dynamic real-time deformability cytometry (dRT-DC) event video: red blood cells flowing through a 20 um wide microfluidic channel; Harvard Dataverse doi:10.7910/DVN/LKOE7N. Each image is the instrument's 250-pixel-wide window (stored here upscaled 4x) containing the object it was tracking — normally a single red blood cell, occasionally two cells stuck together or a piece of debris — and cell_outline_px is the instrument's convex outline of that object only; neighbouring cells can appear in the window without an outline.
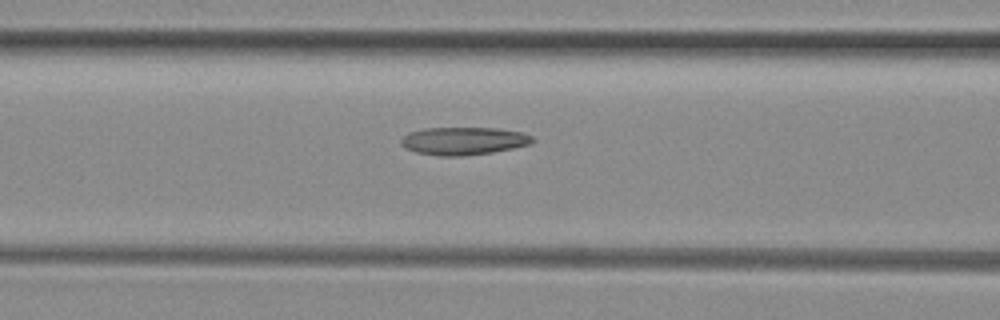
{"species": "common noctule bat (a hibernating species)", "species_latin": "Nyctalus noctula", "temperature_condition": "room temperature", "stored_images_in_passage": 17, "camera_frame_rate_fps": 3000, "um_per_image_px": 0.085, "animal": {"sex": "female", "body_mass_g": 29.2, "forearm_length_mm": 56.3}, "frame": {"image": 1, "passage_image": 6, "time_ms": 1.667, "image_size_px": [1000, 320], "cell_outline_px": [[536, 140], [532, 144], [492, 152], [464, 156], [436, 156], [416, 152], [404, 148], [400, 144], [400, 140], [408, 132], [424, 128], [496, 128], [524, 132], [532, 136]], "centroid_in_image_um": [39.4, 11.98], "position_along_channel_um": 127.2, "area_um2": 21.56}}
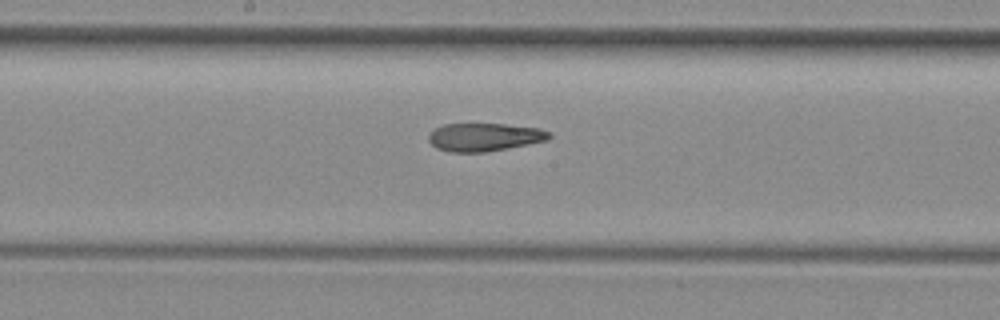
{"frame": {"image": 2, "passage_image": 12, "time_ms": 3.667, "image_size_px": [1000, 320], "cell_outline_px": [[552, 136], [548, 140], [508, 148], [484, 152], [452, 152], [436, 148], [428, 140], [428, 136], [436, 128], [444, 124], [504, 124], [540, 128], [548, 132]], "centroid_in_image_um": [41.18, 11.65], "position_along_channel_um": 207.0, "area_um2": 19.59}}
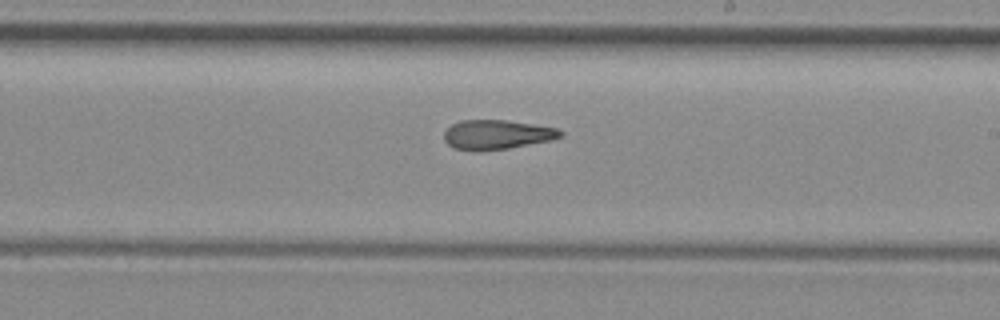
{"frame": {"image": 3, "passage_image": 15, "time_ms": 4.667, "image_size_px": [1000, 320], "cell_outline_px": [[564, 132], [560, 136], [548, 140], [508, 148], [480, 152], [472, 152], [452, 148], [444, 140], [444, 132], [452, 124], [460, 120], [504, 120], [556, 128]], "centroid_in_image_um": [42.13, 11.46], "position_along_channel_um": 246.9, "area_um2": 19.88}}